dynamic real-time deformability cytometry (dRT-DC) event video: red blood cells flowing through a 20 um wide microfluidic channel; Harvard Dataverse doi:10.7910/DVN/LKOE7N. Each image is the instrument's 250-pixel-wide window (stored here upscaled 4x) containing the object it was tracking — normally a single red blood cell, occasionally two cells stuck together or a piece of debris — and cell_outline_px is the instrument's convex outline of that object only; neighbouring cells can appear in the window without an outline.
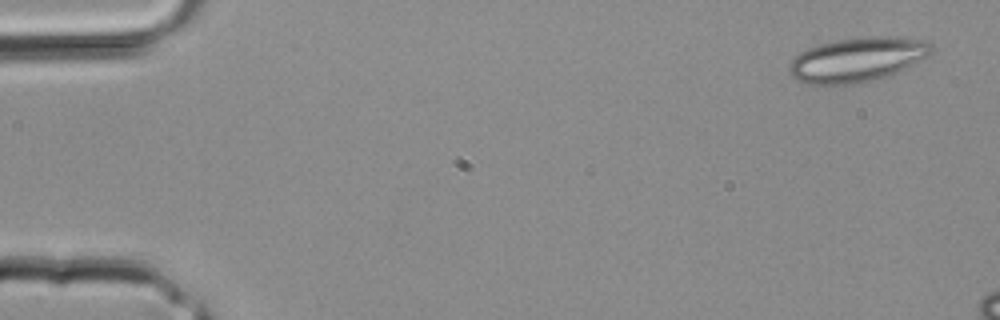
{"species": "common noctule bat (a hibernating species)", "species_latin": "Nyctalus noctula", "temperature_condition": "room temperature", "stored_images_in_passage": 2, "camera_frame_rate_fps": 3000, "um_per_image_px": 0.085, "animal": {"sex": "male", "body_mass_g": 20.4}, "frame": {"image": 1, "passage_image": 2, "time_ms": 0.333, "image_size_px": [1000, 320], "cell_outline_px": [[932, 52], [928, 56], [888, 76], [872, 80], [852, 84], [808, 84], [796, 80], [788, 72], [788, 64], [800, 52], [808, 48], [820, 44], [836, 40], [876, 36], [896, 36], [924, 40], [932, 48]], "centroid_in_image_um": [72.83, 5.07], "position_along_channel_um": 12.2, "area_um2": 36.53}}